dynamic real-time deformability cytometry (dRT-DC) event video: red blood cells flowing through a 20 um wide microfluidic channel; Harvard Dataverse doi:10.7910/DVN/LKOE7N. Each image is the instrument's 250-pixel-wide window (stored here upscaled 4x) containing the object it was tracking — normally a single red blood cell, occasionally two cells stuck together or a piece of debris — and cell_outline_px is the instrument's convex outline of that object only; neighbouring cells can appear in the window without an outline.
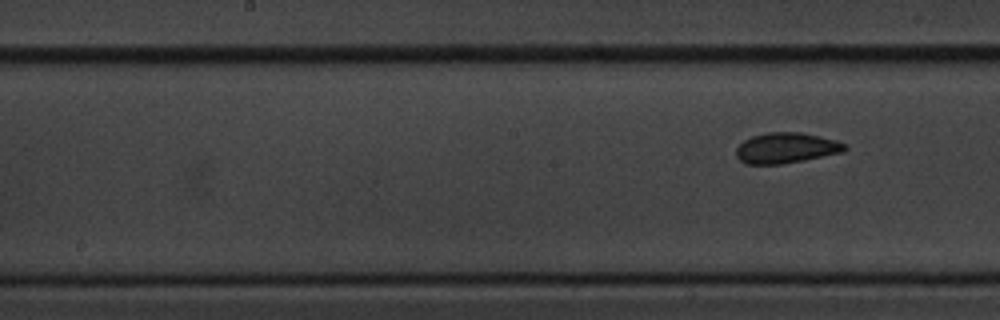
{"species": "common noctule bat (a hibernating species)", "species_latin": "Nyctalus noctula", "temperature_condition": "cold", "stored_images_in_passage": 10, "segment_of_instrument_passage": [2, 2], "camera_frame_rate_fps": 3000, "um_per_image_px": 0.085, "animal": {"sex": "male", "body_mass_g": 20.1, "forearm_length_mm": 53.5}, "frame": {"image": 1, "passage_image": 10, "time_ms": 11.333, "image_size_px": [1000, 320], "cell_outline_px": [[848, 148], [844, 152], [804, 160], [780, 164], [748, 164], [740, 160], [736, 156], [736, 148], [744, 140], [752, 136], [768, 132], [800, 132], [820, 136], [836, 140], [844, 144]], "centroid_in_image_um": [66.83, 12.57], "position_along_channel_um": 181.4, "area_um2": 19.31}}